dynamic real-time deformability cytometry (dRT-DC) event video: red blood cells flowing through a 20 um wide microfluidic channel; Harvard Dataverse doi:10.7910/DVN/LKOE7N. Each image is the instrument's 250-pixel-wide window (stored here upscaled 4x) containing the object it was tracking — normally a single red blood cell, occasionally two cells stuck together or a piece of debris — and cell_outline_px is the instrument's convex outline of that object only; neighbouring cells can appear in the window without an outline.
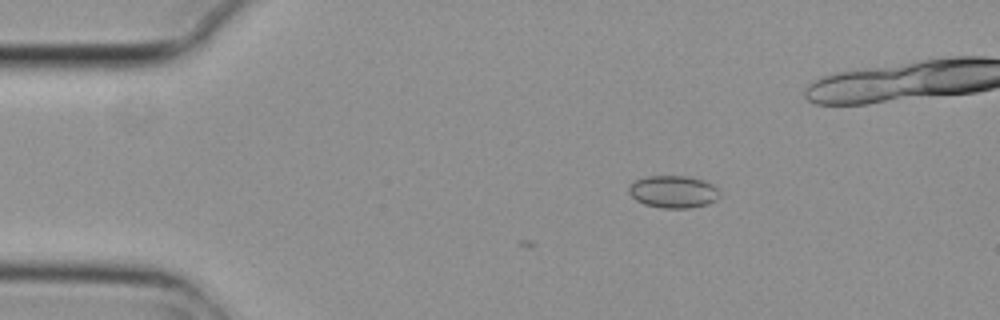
{"species": "common noctule bat (a hibernating species)", "species_latin": "Nyctalus noctula", "temperature_condition": "cold", "stored_images_in_passage": 4, "camera_frame_rate_fps": 3000, "um_per_image_px": 0.085, "animal": {"sex": "female", "body_mass_g": 29.2, "forearm_length_mm": 56.3}, "frame": {"image": 1, "passage_image": 1, "time_ms": 0.0, "image_size_px": [1000, 320], "cell_outline_px": [[720, 196], [716, 200], [708, 204], [688, 208], [660, 208], [644, 204], [636, 200], [628, 192], [628, 188], [636, 180], [648, 176], [688, 176], [704, 180], [712, 184], [720, 192]], "centroid_in_image_um": [57.25, 16.3], "position_along_channel_um": 27.8, "area_um2": 17.17}}